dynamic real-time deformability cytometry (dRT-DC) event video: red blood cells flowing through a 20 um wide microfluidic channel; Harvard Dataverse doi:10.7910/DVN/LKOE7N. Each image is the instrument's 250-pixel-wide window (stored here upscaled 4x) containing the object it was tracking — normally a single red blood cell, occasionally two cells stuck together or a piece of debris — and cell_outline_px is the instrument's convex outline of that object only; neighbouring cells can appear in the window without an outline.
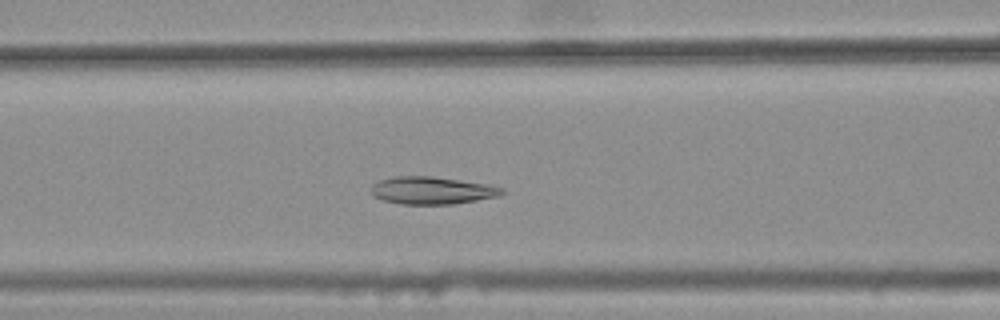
{"species": "common noctule bat (a hibernating species)", "species_latin": "Nyctalus noctula", "temperature_condition": "warm", "stored_images_in_passage": 35, "camera_frame_rate_fps": 3000, "um_per_image_px": 0.085, "animal": {"sex": "female", "body_mass_g": 25.1}, "frame": {"image": 1, "passage_image": 13, "time_ms": 4.0, "image_size_px": [1000, 320], "cell_outline_px": [[504, 192], [500, 196], [452, 204], [400, 204], [380, 200], [372, 196], [372, 184], [380, 180], [396, 176], [432, 176], [484, 184], [504, 188]], "centroid_in_image_um": [36.67, 16.19], "position_along_channel_um": 129.9, "area_um2": 20.87}}
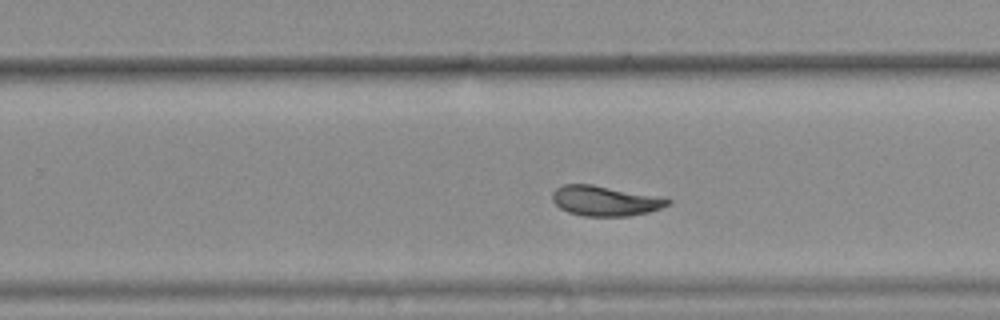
{"frame": {"image": 2, "passage_image": 25, "time_ms": 8.0, "image_size_px": [1000, 320], "cell_outline_px": [[672, 200], [668, 204], [660, 208], [648, 212], [628, 216], [584, 216], [568, 212], [560, 208], [552, 200], [552, 192], [556, 188], [564, 184], [592, 184], [668, 196]], "centroid_in_image_um": [51.5, 17.05], "position_along_channel_um": 278.3, "area_um2": 20.69}}
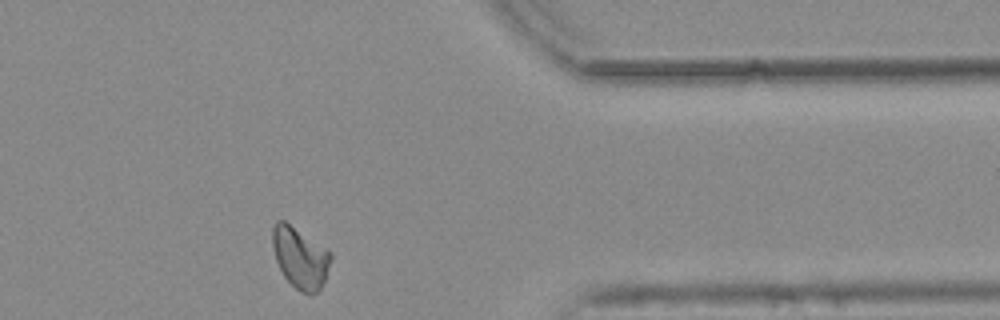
{"frame": {"image": 3, "passage_image": 35, "time_ms": 11.333, "image_size_px": [1000, 320], "cell_outline_px": [[332, 260], [324, 280], [320, 288], [312, 296], [300, 292], [284, 276], [276, 260], [272, 244], [272, 228], [276, 220], [284, 220], [332, 252]], "centroid_in_image_um": [25.52, 21.9], "position_along_channel_um": 385.9, "area_um2": 20.75}, "authors_computed_cell_mechanics": {"area_um2": 20.7502, "velocity_mm_per_s": 3.7309, "shape_relaxation_time_tau1_ms": null, "shape_relaxation_time_tau2_ms": 3.366, "deformation_change_tau1": null, "deformation_change_tau2": 0.0771}}